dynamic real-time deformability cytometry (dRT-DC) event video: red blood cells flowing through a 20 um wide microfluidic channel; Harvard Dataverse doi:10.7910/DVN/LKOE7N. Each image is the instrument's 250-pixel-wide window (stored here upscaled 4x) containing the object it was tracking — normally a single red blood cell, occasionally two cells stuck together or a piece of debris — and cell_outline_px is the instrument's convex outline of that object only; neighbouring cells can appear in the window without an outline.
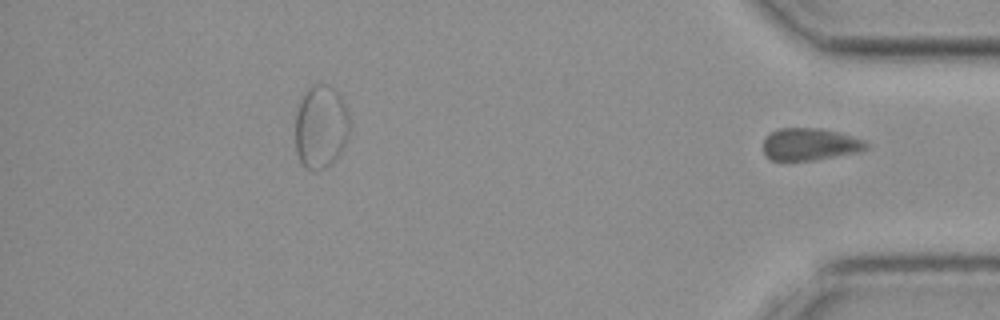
{"species": "common noctule bat (a hibernating species)", "species_latin": "Nyctalus noctula", "temperature_condition": "cold", "stored_images_in_passage": 45, "segment_of_instrument_passage": [2, 2], "camera_frame_rate_fps": 3000, "um_per_image_px": 0.085, "animal": {"sex": "female", "body_mass_g": 19.3, "forearm_length_mm": 54.1}, "frame": {"image": 1, "passage_image": 45, "time_ms": 14.667, "image_size_px": [1000, 320], "cell_outline_px": [[868, 148], [860, 152], [812, 160], [772, 160], [764, 152], [764, 140], [772, 132], [780, 128], [820, 128], [840, 132], [864, 140], [868, 144]], "centroid_in_image_um": [68.89, 12.25], "position_along_channel_um": 366.3, "area_um2": 19.19}}